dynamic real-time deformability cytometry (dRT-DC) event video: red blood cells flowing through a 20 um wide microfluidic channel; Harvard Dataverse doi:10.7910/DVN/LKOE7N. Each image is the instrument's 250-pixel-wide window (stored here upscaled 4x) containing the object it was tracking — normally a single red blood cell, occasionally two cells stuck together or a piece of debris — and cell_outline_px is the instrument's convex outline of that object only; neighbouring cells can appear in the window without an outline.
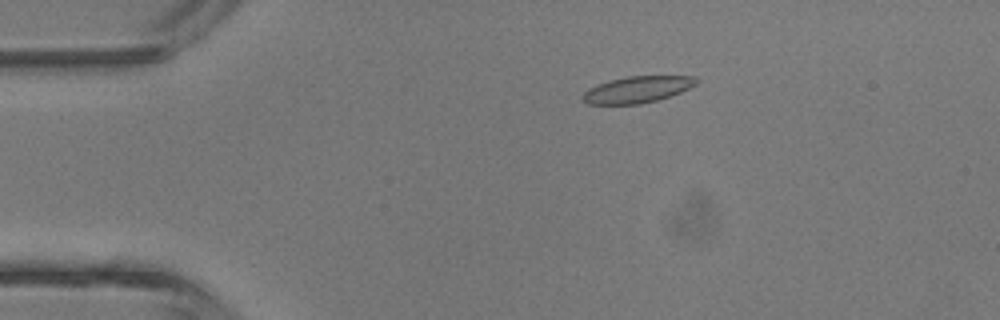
{"species": "common noctule bat (a hibernating species)", "species_latin": "Nyctalus noctula", "temperature_condition": "room temperature", "stored_images_in_passage": 4, "camera_frame_rate_fps": 3000, "um_per_image_px": 0.085, "animal": {"sex": "male", "body_mass_g": 13.3}, "frame": {"image": 1, "passage_image": 3, "time_ms": 2.333, "image_size_px": [1000, 320], "cell_outline_px": [[700, 80], [696, 84], [680, 92], [656, 100], [640, 104], [588, 104], [580, 100], [580, 96], [588, 88], [596, 84], [608, 80], [628, 76], [696, 76]], "centroid_in_image_um": [54.11, 7.6], "position_along_channel_um": 30.9, "area_um2": 17.69}}